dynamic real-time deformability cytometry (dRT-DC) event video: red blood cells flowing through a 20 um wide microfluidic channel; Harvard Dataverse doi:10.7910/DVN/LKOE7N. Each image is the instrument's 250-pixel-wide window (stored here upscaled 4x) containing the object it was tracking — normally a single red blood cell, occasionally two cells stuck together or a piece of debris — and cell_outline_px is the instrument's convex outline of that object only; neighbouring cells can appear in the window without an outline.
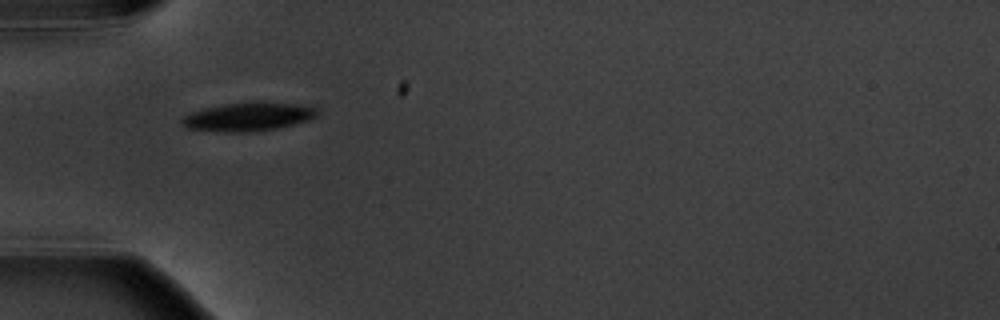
{"species": "common noctule bat (a hibernating species)", "species_latin": "Nyctalus noctula", "temperature_condition": "warm", "stored_images_in_passage": 2, "camera_frame_rate_fps": 3000, "um_per_image_px": 0.085, "animal": {"sex": "male", "body_mass_g": 20.1, "forearm_length_mm": 53.5}, "frame": {"image": 1, "passage_image": 1, "time_ms": 0.0, "image_size_px": [1000, 320], "cell_outline_px": [[320, 112], [312, 120], [276, 128], [256, 132], [224, 132], [184, 128], [180, 124], [180, 120], [184, 116], [192, 112], [204, 108], [224, 104], [256, 100], [264, 100], [304, 104], [320, 108]], "centroid_in_image_um": [21.18, 9.89], "position_along_channel_um": 63.8, "area_um2": 23.52}}